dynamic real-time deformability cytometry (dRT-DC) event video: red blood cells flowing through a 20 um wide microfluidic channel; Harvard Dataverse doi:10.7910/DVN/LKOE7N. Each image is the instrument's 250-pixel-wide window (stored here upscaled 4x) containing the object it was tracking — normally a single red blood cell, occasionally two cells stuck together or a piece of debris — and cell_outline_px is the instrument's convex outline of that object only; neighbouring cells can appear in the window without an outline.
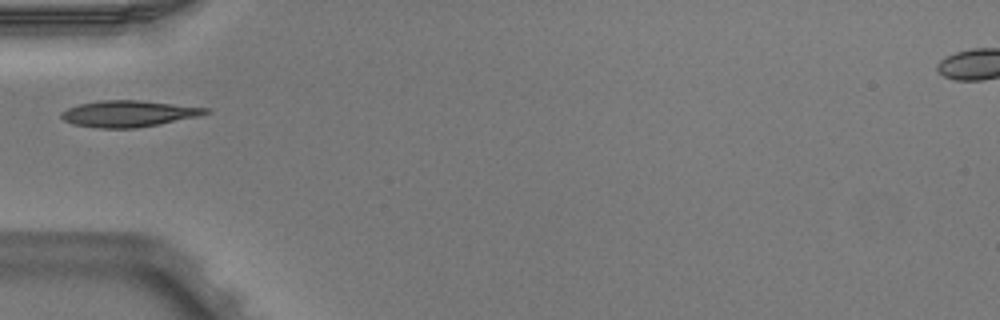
{"species": "Egyptian fruit bat (a non-hibernating species)", "species_latin": "Rousettus aegyptiacus", "temperature_condition": "warm", "stored_images_in_passage": 2, "camera_frame_rate_fps": 3000, "um_per_image_px": 0.085, "animal": {"sex": "male"}, "frame": {"image": 1, "passage_image": 1, "time_ms": 0.0, "image_size_px": [1000, 320], "cell_outline_px": [[212, 112], [196, 116], [160, 124], [136, 128], [96, 128], [72, 124], [64, 120], [60, 116], [60, 112], [68, 108], [80, 104], [100, 100], [140, 100], [212, 108]], "centroid_in_image_um": [10.93, 9.66], "position_along_channel_um": 74.1, "area_um2": 22.25}}
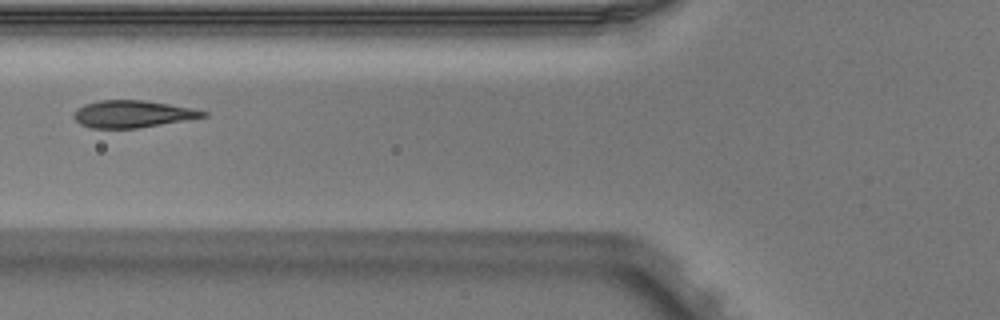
{"frame": {"image": 2, "passage_image": 2, "time_ms": 0.333, "image_size_px": [1000, 320], "cell_outline_px": [[208, 116], [136, 128], [88, 128], [80, 124], [72, 116], [76, 108], [84, 104], [100, 100], [144, 100], [168, 104], [208, 112]], "centroid_in_image_um": [11.18, 9.69], "position_along_channel_um": 114.6, "area_um2": 20.23}}